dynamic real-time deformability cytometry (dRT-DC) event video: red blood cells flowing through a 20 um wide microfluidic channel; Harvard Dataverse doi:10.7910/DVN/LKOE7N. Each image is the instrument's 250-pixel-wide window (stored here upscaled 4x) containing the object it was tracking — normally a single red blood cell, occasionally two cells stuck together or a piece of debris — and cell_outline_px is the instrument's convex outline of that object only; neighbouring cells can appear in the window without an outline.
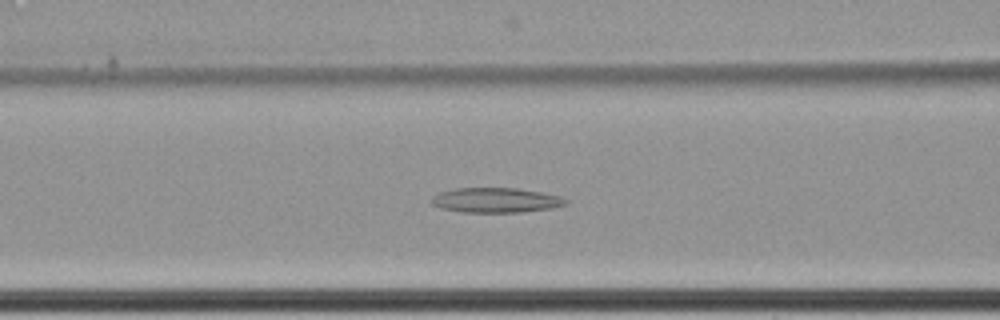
{"species": "common noctule bat (a hibernating species)", "species_latin": "Nyctalus noctula", "temperature_condition": "cold", "stored_images_in_passage": 39, "camera_frame_rate_fps": 3000, "um_per_image_px": 0.085, "animal": {"sex": "female", "body_mass_g": 22.7, "forearm_length_mm": 54.2}, "frame": {"image": 1, "passage_image": 15, "time_ms": 4.667, "image_size_px": [1000, 320], "cell_outline_px": [[568, 204], [552, 208], [520, 212], [460, 212], [440, 208], [432, 204], [432, 196], [440, 192], [456, 188], [516, 188], [540, 192], [560, 196], [568, 200]], "centroid_in_image_um": [42.14, 17.02], "position_along_channel_um": 124.5, "area_um2": 19.42}}
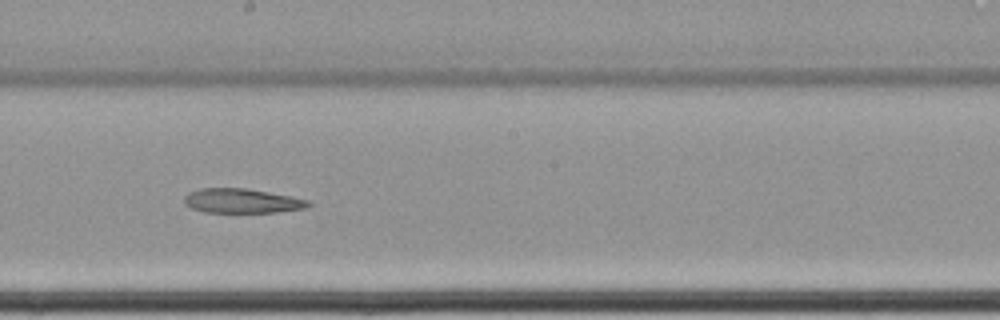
{"frame": {"image": 2, "passage_image": 24, "time_ms": 7.667, "image_size_px": [1000, 320], "cell_outline_px": [[312, 204], [308, 208], [276, 212], [204, 212], [192, 208], [184, 204], [184, 196], [188, 192], [200, 188], [248, 188], [292, 196], [308, 200]], "centroid_in_image_um": [20.57, 17.07], "position_along_channel_um": 227.6, "area_um2": 17.86}}
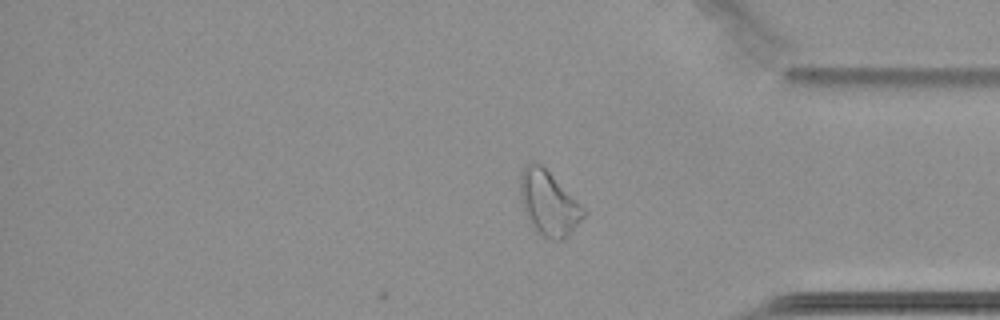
{"frame": {"image": 3, "passage_image": 39, "time_ms": 12.667, "image_size_px": [1000, 320], "cell_outline_px": [[588, 212], [568, 236], [560, 240], [552, 240], [540, 236], [532, 224], [524, 208], [520, 196], [520, 176], [524, 168], [532, 160], [536, 160]], "centroid_in_image_um": [46.64, 17.29], "position_along_channel_um": 388.6, "area_um2": 23.29}}